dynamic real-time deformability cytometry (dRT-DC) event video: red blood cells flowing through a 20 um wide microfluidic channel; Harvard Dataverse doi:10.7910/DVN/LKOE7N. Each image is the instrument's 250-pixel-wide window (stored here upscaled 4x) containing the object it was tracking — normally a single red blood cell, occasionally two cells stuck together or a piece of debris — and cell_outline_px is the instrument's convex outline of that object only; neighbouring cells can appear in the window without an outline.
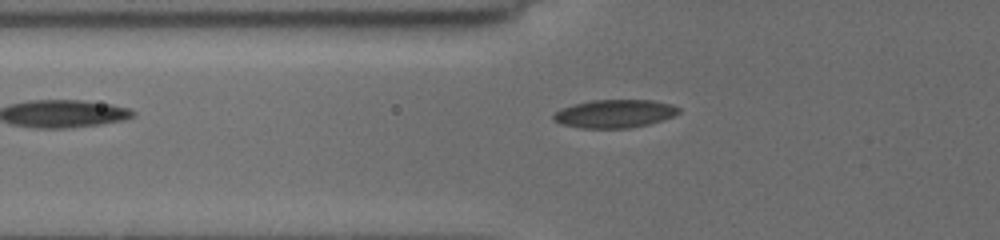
{"species": "common noctule bat (a hibernating species)", "species_latin": "Nyctalus noctula", "temperature_condition": "cold", "stored_images_in_passage": 9, "camera_frame_rate_fps": 3000, "um_per_image_px": 0.085, "animal": {"sex": "female", "body_mass_g": 19.5, "forearm_length_mm": 54.1}, "frame": {"image": 1, "passage_image": 9, "time_ms": 7.0, "image_size_px": [1000, 240], "cell_outline_px": [[680, 112], [672, 116], [648, 124], [628, 128], [580, 128], [560, 124], [552, 120], [552, 116], [560, 108], [572, 104], [592, 100], [652, 100], [672, 104], [680, 108]], "centroid_in_image_um": [52.19, 9.66], "position_along_channel_um": 73.6, "area_um2": 20.63}}